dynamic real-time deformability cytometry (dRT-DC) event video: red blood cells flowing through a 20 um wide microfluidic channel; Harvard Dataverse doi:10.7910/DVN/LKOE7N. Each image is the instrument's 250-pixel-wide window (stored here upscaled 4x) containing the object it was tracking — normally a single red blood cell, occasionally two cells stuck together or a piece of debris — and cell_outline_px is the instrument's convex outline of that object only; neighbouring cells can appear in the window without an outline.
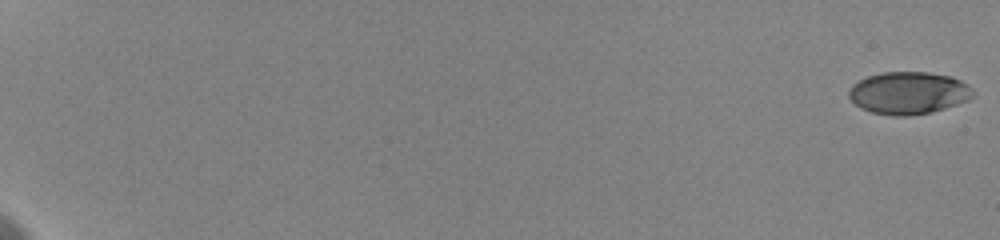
{"species": "human", "species_latin": "Homo sapiens", "temperature_condition": "cold", "stored_images_in_passage": 74, "camera_frame_rate_fps": 3000, "um_per_image_px": 0.085, "donor": {"sex": "female"}, "frame": {"image": 1, "passage_image": 1, "time_ms": 0.0, "image_size_px": [1000, 240], "cell_outline_px": [[972, 96], [968, 100], [944, 108], [928, 112], [904, 116], [892, 116], [872, 112], [856, 104], [848, 96], [848, 88], [852, 84], [868, 76], [884, 72], [928, 72], [952, 76], [968, 84], [972, 88]], "centroid_in_image_um": [77.21, 7.88], "position_along_channel_um": 7.8, "area_um2": 30.4}}
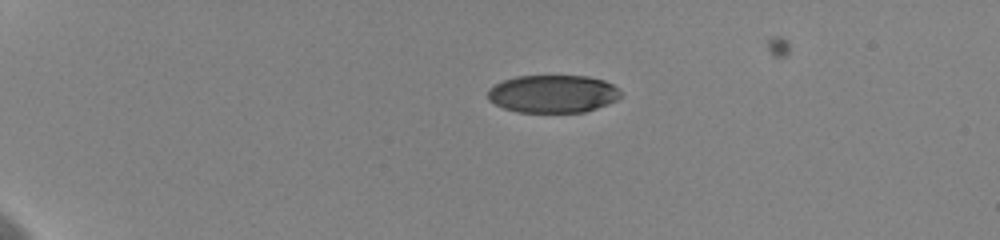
{"frame": {"image": 2, "passage_image": 20, "time_ms": 5.0, "image_size_px": [1000, 240], "cell_outline_px": [[620, 96], [616, 100], [596, 108], [584, 112], [520, 112], [504, 108], [488, 100], [488, 88], [504, 80], [516, 76], [588, 76], [604, 80], [612, 84], [620, 92]], "centroid_in_image_um": [46.98, 7.97], "position_along_channel_um": 38.0, "area_um2": 29.07}}
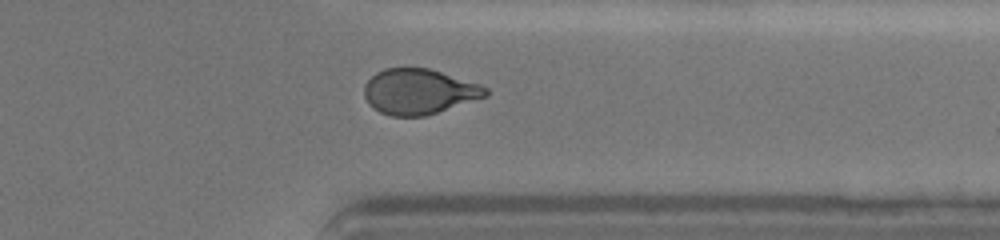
{"frame": {"image": 3, "passage_image": 63, "time_ms": 16.333, "image_size_px": [1000, 240], "cell_outline_px": [[488, 96], [424, 116], [392, 116], [380, 112], [372, 108], [368, 104], [364, 96], [364, 84], [376, 72], [384, 68], [428, 68], [480, 84], [488, 88]], "centroid_in_image_um": [35.59, 7.78], "position_along_channel_um": 375.8, "area_um2": 32.08}}